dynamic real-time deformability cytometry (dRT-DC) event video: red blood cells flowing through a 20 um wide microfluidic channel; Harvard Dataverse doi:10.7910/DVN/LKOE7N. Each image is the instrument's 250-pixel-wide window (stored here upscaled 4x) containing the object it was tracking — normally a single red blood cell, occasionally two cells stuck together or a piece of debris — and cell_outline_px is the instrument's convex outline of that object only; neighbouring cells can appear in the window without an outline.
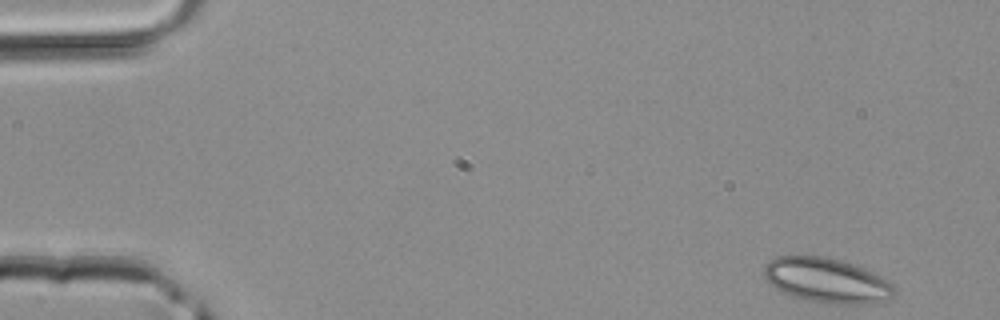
{"species": "common noctule bat (a hibernating species)", "species_latin": "Nyctalus noctula", "temperature_condition": "room temperature", "stored_images_in_passage": 43, "camera_frame_rate_fps": 3000, "um_per_image_px": 0.085, "animal": {"sex": "male", "body_mass_g": 20.4}, "frame": {"image": 1, "passage_image": 1, "time_ms": 0.0, "image_size_px": [1000, 320], "cell_outline_px": [[896, 292], [892, 296], [868, 304], [836, 304], [808, 300], [792, 296], [776, 288], [764, 276], [764, 264], [768, 260], [776, 256], [824, 256], [840, 260], [852, 264], [872, 272], [888, 280], [896, 288]], "centroid_in_image_um": [70.26, 23.82], "position_along_channel_um": 14.7, "area_um2": 33.7}}
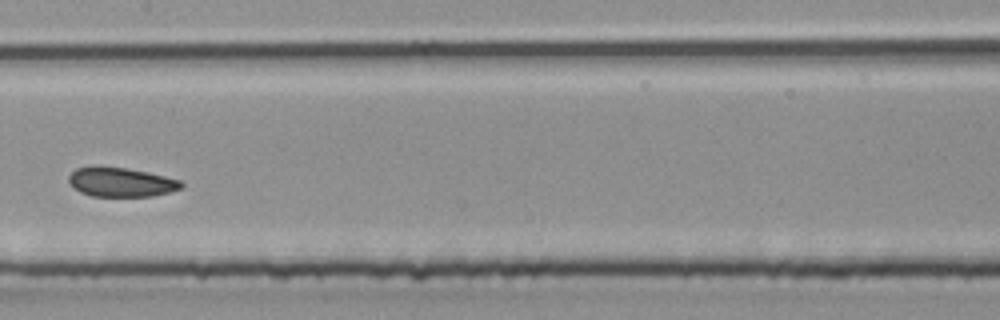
{"frame": {"image": 2, "passage_image": 21, "time_ms": 6.667, "image_size_px": [1000, 320], "cell_outline_px": [[184, 188], [152, 196], [92, 196], [80, 192], [68, 180], [68, 176], [76, 168], [124, 168], [148, 172], [180, 180], [184, 184]], "centroid_in_image_um": [10.34, 15.51], "position_along_channel_um": 197.1, "area_um2": 18.67}}
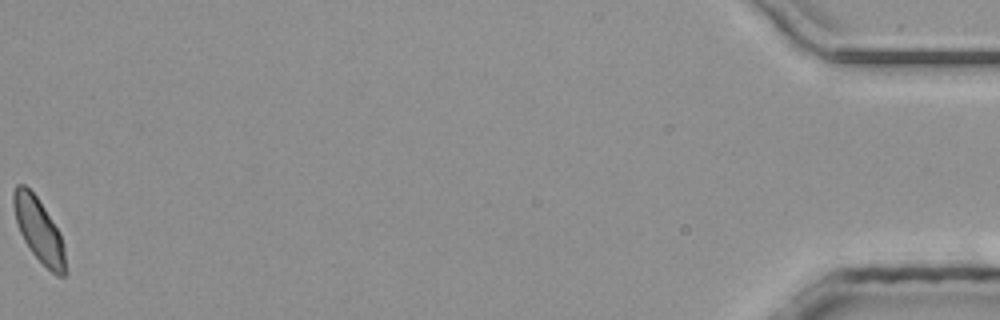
{"frame": {"image": 3, "passage_image": 43, "time_ms": 14.0, "image_size_px": [1000, 320], "cell_outline_px": [[68, 272], [64, 276], [56, 276], [32, 252], [24, 240], [20, 232], [16, 220], [12, 204], [12, 192], [16, 184], [24, 184], [36, 196], [60, 232], [64, 244]], "centroid_in_image_um": [3.33, 19.58], "position_along_channel_um": 431.9, "area_um2": 19.36}}